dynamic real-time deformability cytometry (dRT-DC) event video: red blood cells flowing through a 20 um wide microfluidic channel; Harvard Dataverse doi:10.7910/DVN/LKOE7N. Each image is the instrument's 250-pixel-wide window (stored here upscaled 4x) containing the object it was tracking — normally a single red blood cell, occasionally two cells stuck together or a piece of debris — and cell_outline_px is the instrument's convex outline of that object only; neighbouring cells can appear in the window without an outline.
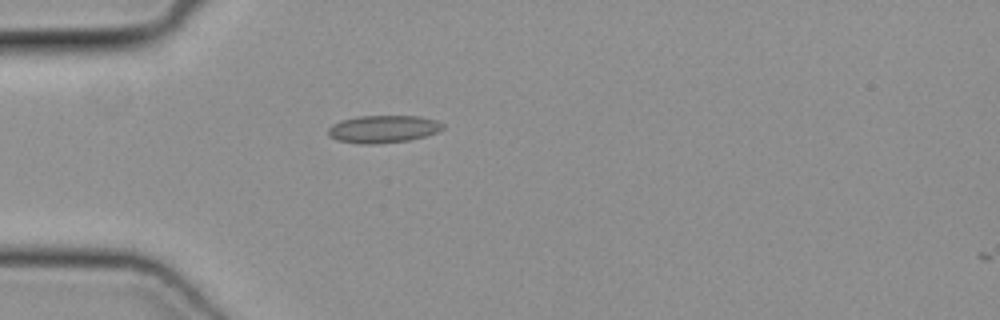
{"species": "common noctule bat (a hibernating species)", "species_latin": "Nyctalus noctula", "temperature_condition": "cold", "stored_images_in_passage": 36, "camera_frame_rate_fps": 3000, "um_per_image_px": 0.085, "animal": {"sex": "female", "body_mass_g": 19.3, "forearm_length_mm": 54.1}, "frame": {"image": 1, "passage_image": 1, "time_ms": 0.0, "image_size_px": [1000, 320], "cell_outline_px": [[444, 128], [436, 132], [424, 136], [408, 140], [372, 144], [364, 144], [336, 140], [328, 136], [328, 128], [332, 124], [340, 120], [356, 116], [420, 116], [436, 120], [444, 124]], "centroid_in_image_um": [32.53, 10.96], "position_along_channel_um": 52.5, "area_um2": 18.38}}
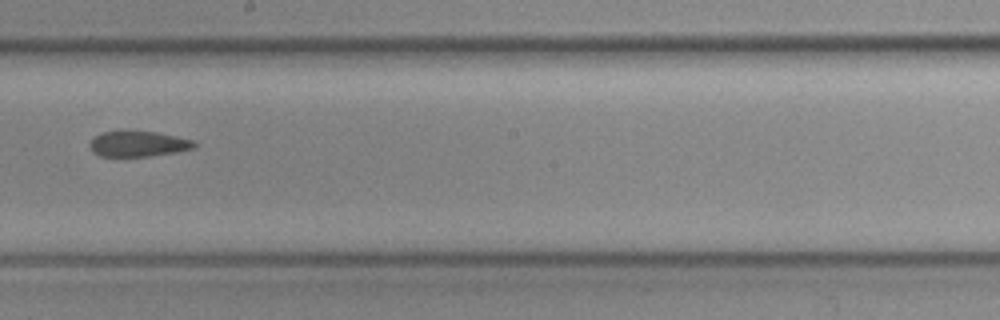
{"frame": {"image": 2, "passage_image": 15, "time_ms": 4.667, "image_size_px": [1000, 320], "cell_outline_px": [[196, 148], [176, 152], [148, 156], [100, 156], [92, 152], [88, 144], [92, 136], [104, 132], [120, 128], [156, 132], [192, 140], [196, 144]], "centroid_in_image_um": [11.66, 12.19], "position_along_channel_um": 236.5, "area_um2": 16.13}}
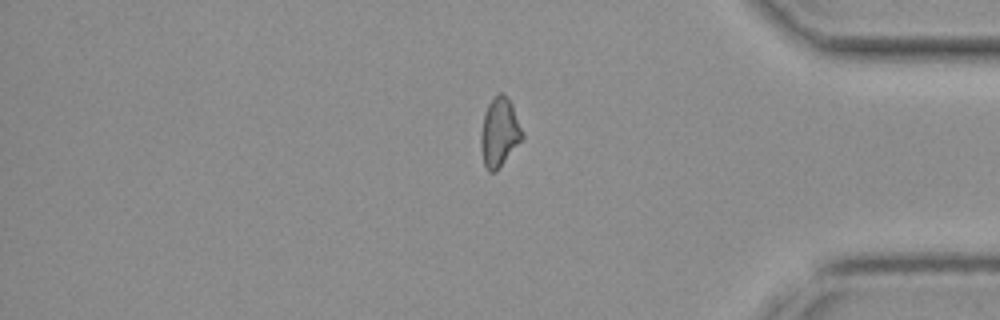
{"frame": {"image": 3, "passage_image": 28, "time_ms": 9.0, "image_size_px": [1000, 320], "cell_outline_px": [[524, 136], [496, 172], [488, 172], [484, 168], [480, 148], [480, 132], [484, 112], [488, 104], [496, 92], [504, 92], [512, 104]], "centroid_in_image_um": [42.41, 11.24], "position_along_channel_um": 392.8, "area_um2": 16.88}}